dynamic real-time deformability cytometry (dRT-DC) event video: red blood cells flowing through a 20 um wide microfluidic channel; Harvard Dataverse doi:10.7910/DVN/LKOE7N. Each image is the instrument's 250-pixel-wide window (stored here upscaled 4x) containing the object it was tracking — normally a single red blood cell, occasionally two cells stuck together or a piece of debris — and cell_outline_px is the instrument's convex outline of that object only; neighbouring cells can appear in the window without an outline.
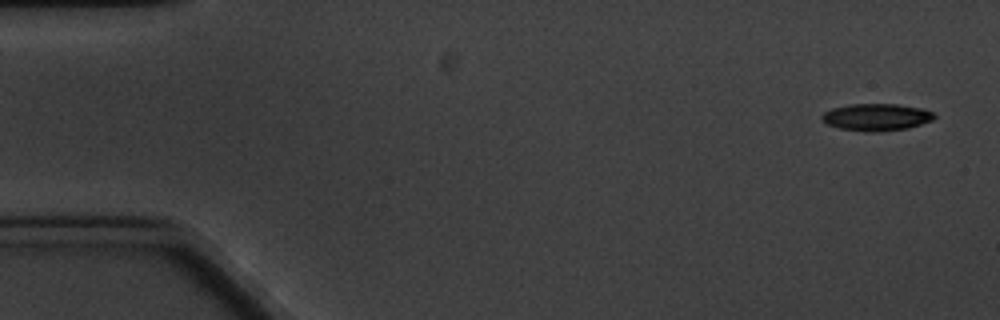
{"species": "common noctule bat (a hibernating species)", "species_latin": "Nyctalus noctula", "temperature_condition": "cold", "stored_images_in_passage": 12, "camera_frame_rate_fps": 3000, "um_per_image_px": 0.085, "animal": {"sex": "male", "body_mass_g": 20.1, "forearm_length_mm": 53.5}, "frame": {"image": 1, "passage_image": 1, "time_ms": 0.0, "image_size_px": [1000, 320], "cell_outline_px": [[936, 116], [932, 120], [908, 128], [876, 132], [868, 132], [840, 128], [828, 124], [820, 120], [820, 116], [824, 112], [832, 108], [852, 104], [896, 104], [920, 108], [932, 112]], "centroid_in_image_um": [74.46, 9.96], "position_along_channel_um": 10.5, "area_um2": 17.63}}
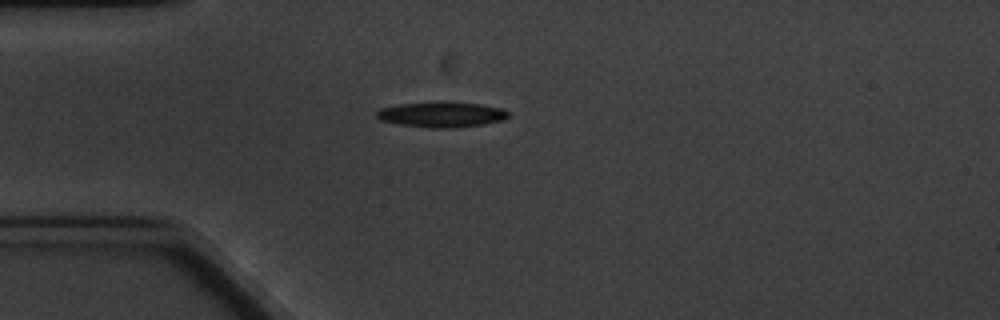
{"frame": {"image": 2, "passage_image": 4, "time_ms": 4.333, "image_size_px": [1000, 320], "cell_outline_px": [[508, 116], [504, 120], [484, 124], [452, 128], [428, 128], [400, 124], [380, 120], [376, 116], [376, 112], [380, 108], [400, 104], [440, 100], [480, 104], [504, 108], [508, 112]], "centroid_in_image_um": [37.54, 9.71], "position_along_channel_um": 47.5, "area_um2": 19.88}}
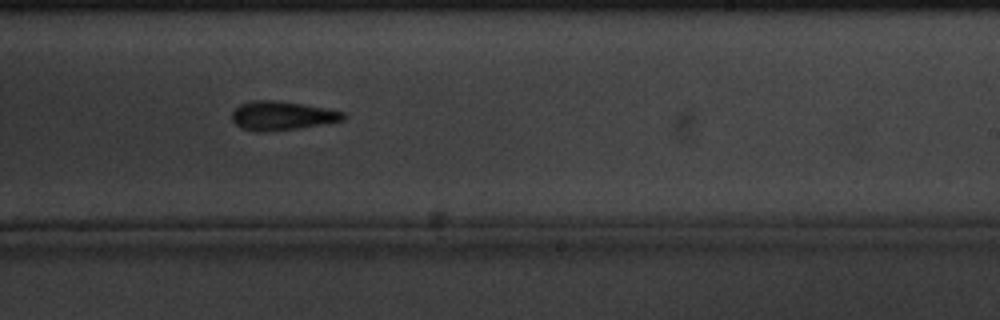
{"frame": {"image": 3, "passage_image": 10, "time_ms": 11.333, "image_size_px": [1000, 320], "cell_outline_px": [[344, 120], [296, 128], [264, 132], [260, 132], [244, 128], [236, 124], [232, 120], [232, 112], [240, 104], [256, 100], [276, 100], [324, 108], [344, 112]], "centroid_in_image_um": [23.93, 9.83], "position_along_channel_um": 265.1, "area_um2": 18.26}}